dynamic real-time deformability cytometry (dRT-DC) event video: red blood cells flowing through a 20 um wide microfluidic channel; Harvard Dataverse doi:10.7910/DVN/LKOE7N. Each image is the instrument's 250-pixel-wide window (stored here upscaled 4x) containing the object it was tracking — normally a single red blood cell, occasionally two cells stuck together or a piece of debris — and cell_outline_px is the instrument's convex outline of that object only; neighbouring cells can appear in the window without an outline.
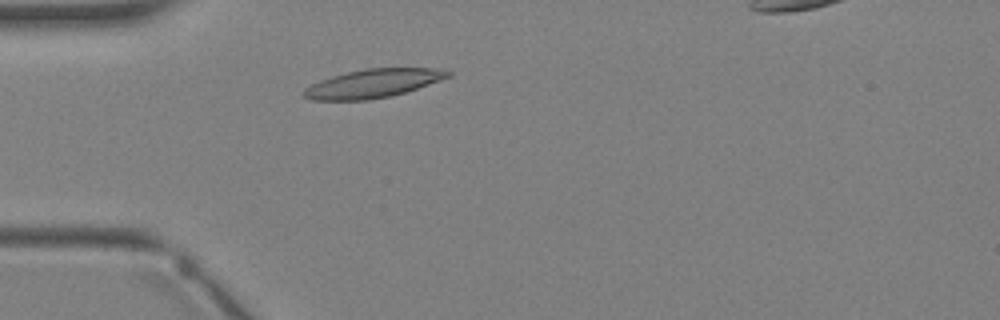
{"species": "Egyptian fruit bat (a non-hibernating species)", "species_latin": "Rousettus aegyptiacus", "temperature_condition": "warm", "stored_images_in_passage": 3, "camera_frame_rate_fps": 3000, "um_per_image_px": 0.085, "animal": {"sex": "female"}, "frame": {"image": 1, "passage_image": 3, "time_ms": 2.333, "image_size_px": [1000, 320], "cell_outline_px": [[452, 76], [392, 96], [368, 100], [312, 100], [304, 96], [300, 92], [304, 88], [320, 80], [332, 76], [364, 68], [432, 68], [452, 72]], "centroid_in_image_um": [31.66, 7.09], "position_along_channel_um": 53.3, "area_um2": 23.87}}